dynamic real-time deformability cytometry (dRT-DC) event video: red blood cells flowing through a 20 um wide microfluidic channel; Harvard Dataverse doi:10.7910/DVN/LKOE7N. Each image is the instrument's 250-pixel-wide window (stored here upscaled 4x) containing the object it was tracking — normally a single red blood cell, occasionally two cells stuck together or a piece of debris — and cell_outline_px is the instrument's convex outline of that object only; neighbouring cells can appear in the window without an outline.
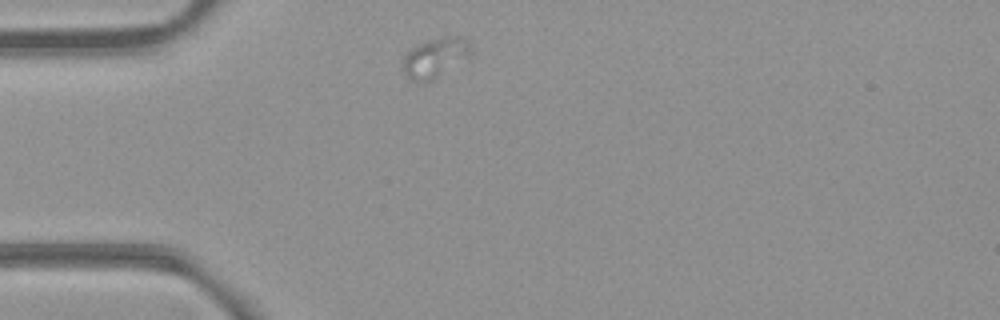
{"species": "common noctule bat (a hibernating species)", "species_latin": "Nyctalus noctula", "temperature_condition": "room temperature", "stored_images_in_passage": 5, "camera_frame_rate_fps": 3000, "um_per_image_px": 0.085, "animal": {"sex": "female", "body_mass_g": 21.9}, "frame": {"image": 1, "passage_image": 1, "time_ms": 0.0, "image_size_px": [1000, 320], "cell_outline_px": [[472, 56], [428, 84], [412, 80], [404, 72], [404, 56], [416, 44], [428, 40], [444, 36], [460, 36], [472, 44]], "centroid_in_image_um": [37.06, 4.91], "position_along_channel_um": 47.9, "area_um2": 16.13}}
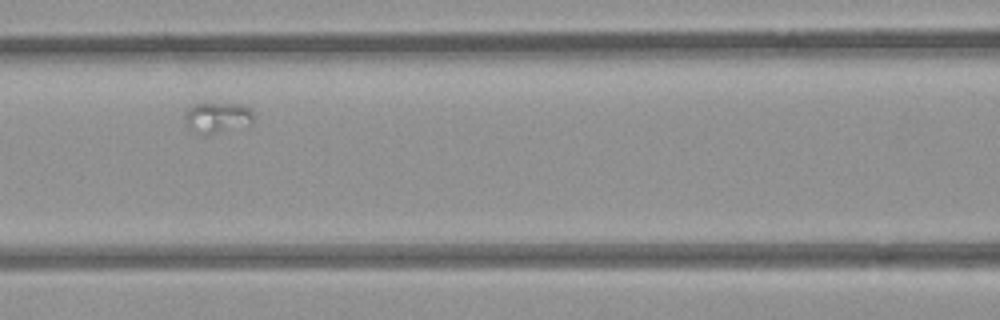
{"frame": {"image": 2, "passage_image": 4, "time_ms": 1.0, "image_size_px": [1000, 320], "cell_outline_px": [[256, 116], [252, 124], [216, 132], [200, 132], [188, 128], [184, 120], [184, 112], [192, 104], [244, 104]], "centroid_in_image_um": [18.5, 9.95], "position_along_channel_um": 148.1, "area_um2": 12.02}}
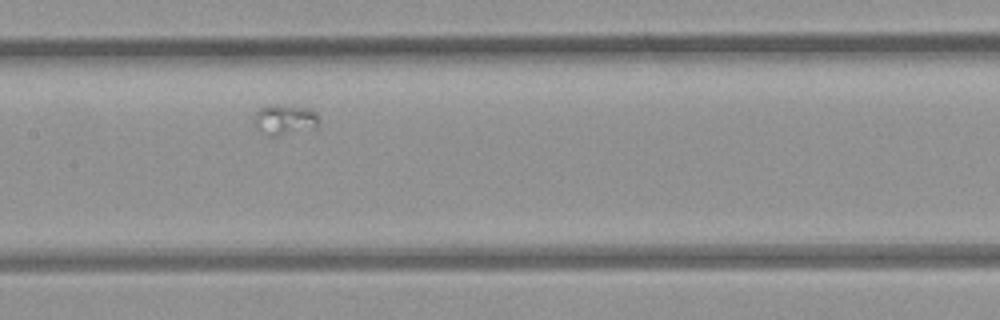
{"frame": {"image": 3, "passage_image": 5, "time_ms": 1.333, "image_size_px": [1000, 320], "cell_outline_px": [[320, 124], [316, 128], [276, 136], [272, 136], [260, 128], [256, 124], [256, 112], [260, 108], [268, 104], [312, 108], [316, 112], [320, 120]], "centroid_in_image_um": [24.32, 10.14], "position_along_channel_um": 183.1, "area_um2": 11.27}}